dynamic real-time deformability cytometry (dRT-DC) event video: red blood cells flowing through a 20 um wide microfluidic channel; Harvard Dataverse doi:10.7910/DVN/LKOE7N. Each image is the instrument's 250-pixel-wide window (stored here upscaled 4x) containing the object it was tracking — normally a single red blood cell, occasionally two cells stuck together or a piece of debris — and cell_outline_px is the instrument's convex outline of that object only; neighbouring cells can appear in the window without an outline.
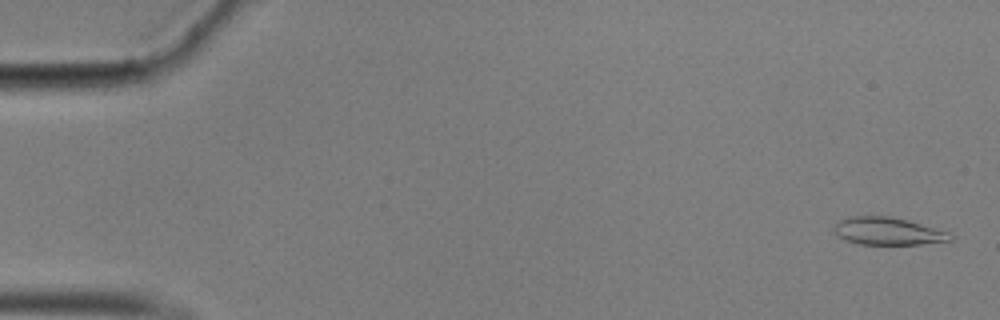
{"species": "common noctule bat (a hibernating species)", "species_latin": "Nyctalus noctula", "temperature_condition": "cold", "stored_images_in_passage": 57, "camera_frame_rate_fps": 3000, "um_per_image_px": 0.085, "animal": {"sex": "male", "body_mass_g": 17.9}, "frame": {"image": 1, "passage_image": 2, "time_ms": 0.333, "image_size_px": [1000, 320], "cell_outline_px": [[952, 240], [920, 244], [860, 244], [844, 240], [836, 236], [832, 228], [840, 220], [848, 216], [888, 216], [908, 220], [948, 232], [952, 236]], "centroid_in_image_um": [75.4, 19.65], "position_along_channel_um": 9.6, "area_um2": 18.61}}
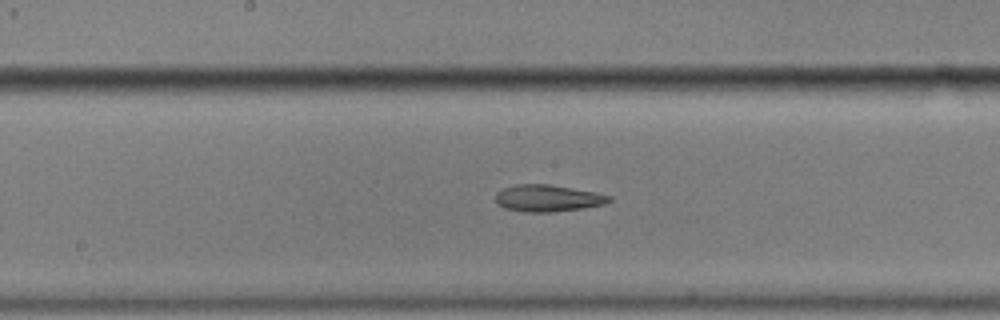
{"frame": {"image": 2, "passage_image": 30, "time_ms": 9.667, "image_size_px": [1000, 320], "cell_outline_px": [[612, 200], [604, 204], [584, 208], [552, 212], [524, 212], [504, 208], [496, 200], [496, 192], [504, 188], [516, 184], [548, 184], [596, 192], [612, 196]], "centroid_in_image_um": [46.58, 16.85], "position_along_channel_um": 201.6, "area_um2": 17.74}}
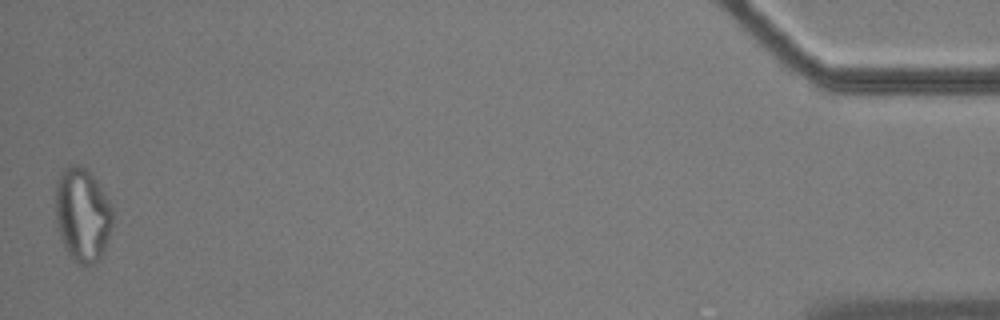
{"frame": {"image": 3, "passage_image": 57, "time_ms": 18.667, "image_size_px": [1000, 320], "cell_outline_px": [[112, 224], [100, 260], [96, 264], [80, 264], [72, 260], [68, 256], [64, 248], [56, 224], [56, 180], [60, 172], [68, 164], [76, 164], [84, 168], [96, 180], [112, 204]], "centroid_in_image_um": [6.99, 18.26], "position_along_channel_um": 428.2, "area_um2": 31.44}, "authors_computed_cell_mechanics": {"area_um2": 19.1318, "velocity_mm_per_s": 3.4895, "shape_relaxation_time_tau1_ms": null, "shape_relaxation_time_tau2_ms": 4.483, "deformation_change_tau1": null, "deformation_change_tau2": 0.1409}}